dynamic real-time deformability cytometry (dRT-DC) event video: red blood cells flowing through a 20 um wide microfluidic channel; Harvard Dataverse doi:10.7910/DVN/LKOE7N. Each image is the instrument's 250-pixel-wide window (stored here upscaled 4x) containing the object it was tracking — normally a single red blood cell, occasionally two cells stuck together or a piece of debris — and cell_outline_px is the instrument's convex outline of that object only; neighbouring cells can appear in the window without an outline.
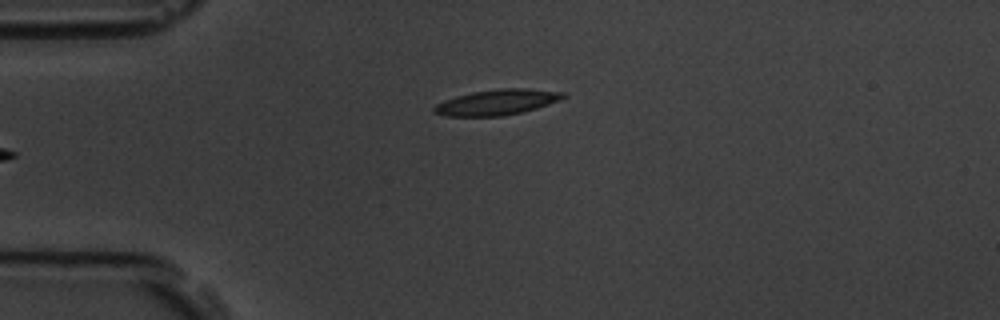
{"species": "common noctule bat (a hibernating species)", "species_latin": "Nyctalus noctula", "temperature_condition": "room temperature", "stored_images_in_passage": 5, "camera_frame_rate_fps": 3000, "um_per_image_px": 0.085, "animal": {"sex": "male", "body_mass_g": 19.5, "forearm_length_mm": 54.6}, "frame": {"image": 1, "passage_image": 5, "time_ms": 6.0, "image_size_px": [1000, 320], "cell_outline_px": [[568, 96], [560, 100], [536, 108], [504, 116], [444, 116], [432, 112], [432, 108], [436, 104], [444, 100], [456, 96], [472, 92], [500, 88], [528, 88], [564, 92]], "centroid_in_image_um": [42.23, 8.68], "position_along_channel_um": 42.8, "area_um2": 19.31}}